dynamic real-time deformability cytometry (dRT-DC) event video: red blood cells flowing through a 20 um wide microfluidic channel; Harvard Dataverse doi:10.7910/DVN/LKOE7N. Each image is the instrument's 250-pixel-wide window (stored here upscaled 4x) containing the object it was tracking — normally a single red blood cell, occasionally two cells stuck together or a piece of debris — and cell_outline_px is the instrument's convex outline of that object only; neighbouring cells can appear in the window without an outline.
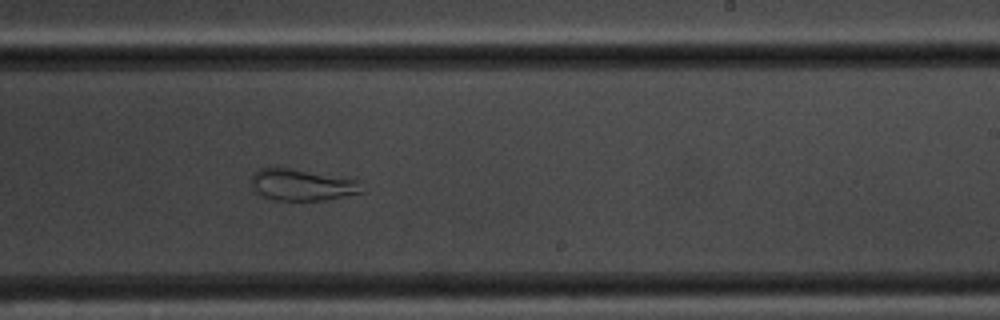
{"species": "common noctule bat (a hibernating species)", "species_latin": "Nyctalus noctula", "temperature_condition": "room temperature", "stored_images_in_passage": 55, "camera_frame_rate_fps": 3000, "um_per_image_px": 0.085, "animal": {"sex": "male", "body_mass_g": 20.1, "forearm_length_mm": 53.5}, "frame": {"image": 1, "passage_image": 34, "time_ms": 11.0, "image_size_px": [1000, 320], "cell_outline_px": [[364, 192], [324, 200], [272, 200], [252, 192], [252, 176], [260, 168], [288, 168], [340, 176], [360, 180]], "centroid_in_image_um": [25.68, 15.72], "position_along_channel_um": 263.3, "area_um2": 20.46}}
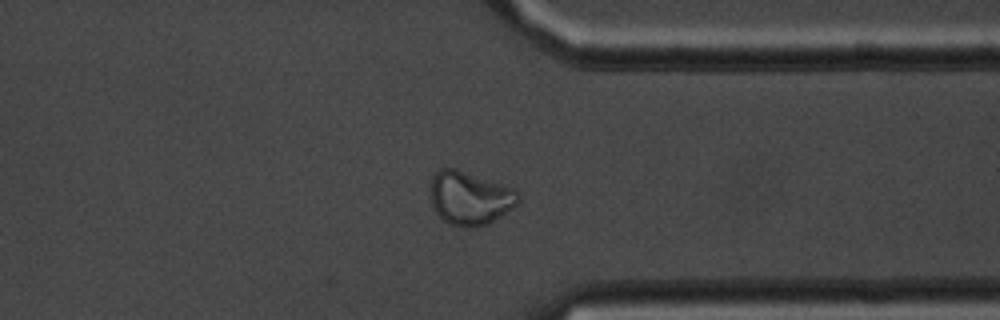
{"frame": {"image": 2, "passage_image": 43, "time_ms": 14.0, "image_size_px": [1000, 320], "cell_outline_px": [[520, 200], [512, 208], [488, 224], [476, 228], [464, 228], [448, 224], [436, 212], [428, 196], [432, 176], [440, 168], [456, 168], [512, 188], [520, 192]], "centroid_in_image_um": [39.9, 16.85], "position_along_channel_um": 371.5, "area_um2": 27.69}}
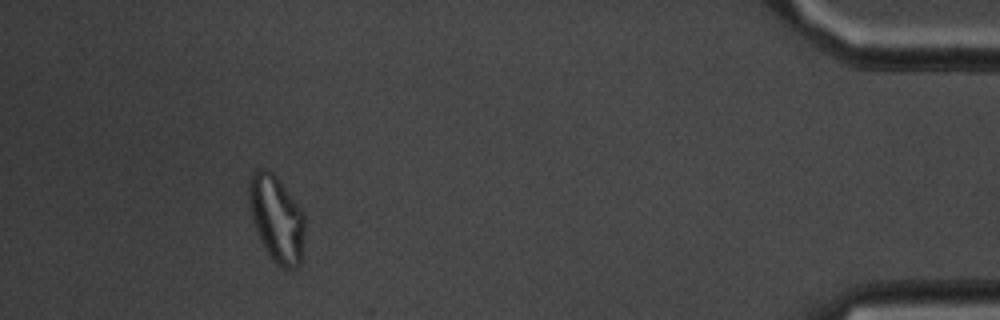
{"frame": {"image": 3, "passage_image": 51, "time_ms": 16.667, "image_size_px": [1000, 320], "cell_outline_px": [[304, 236], [300, 264], [296, 268], [288, 272], [276, 264], [272, 260], [260, 240], [252, 220], [248, 200], [248, 192], [252, 176], [256, 168], [264, 168], [272, 172], [276, 176], [304, 212]], "centroid_in_image_um": [23.52, 18.63], "position_along_channel_um": 411.7, "area_um2": 28.26}, "authors_computed_cell_mechanics": {"area_um2": 28.2642, "velocity_mm_per_s": 3.7072, "shape_relaxation_time_tau1_ms": null, "shape_relaxation_time_tau2_ms": 1.1064, "deformation_change_tau1": null, "deformation_change_tau2": 0.0708}}